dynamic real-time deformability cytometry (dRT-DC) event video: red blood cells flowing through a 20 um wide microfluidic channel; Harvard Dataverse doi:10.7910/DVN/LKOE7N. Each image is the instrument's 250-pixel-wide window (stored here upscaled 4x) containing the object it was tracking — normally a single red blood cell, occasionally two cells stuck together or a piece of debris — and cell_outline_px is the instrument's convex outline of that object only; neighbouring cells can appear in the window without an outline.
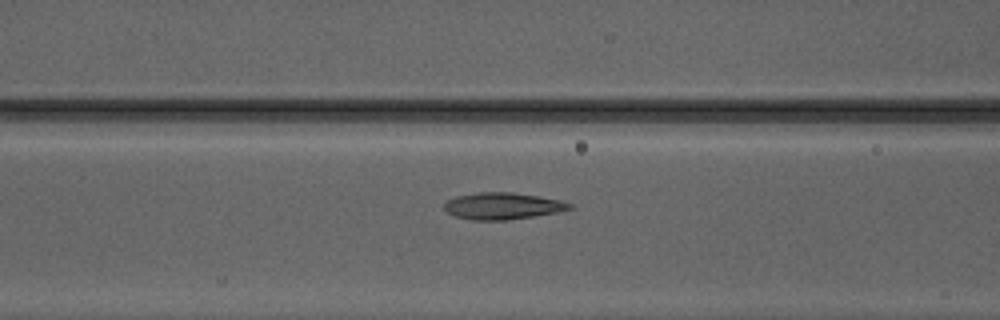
{"species": "Egyptian fruit bat (a non-hibernating species)", "species_latin": "Rousettus aegyptiacus", "temperature_condition": "warm", "stored_images_in_passage": 34, "camera_frame_rate_fps": 3000, "um_per_image_px": 0.085, "animal": {"sex": "male"}, "frame": {"image": 1, "passage_image": 9, "time_ms": 2.667, "image_size_px": [1000, 320], "cell_outline_px": [[576, 208], [556, 212], [508, 220], [472, 220], [456, 216], [448, 212], [444, 208], [444, 204], [448, 200], [456, 196], [480, 192], [512, 192], [560, 200], [572, 204]], "centroid_in_image_um": [42.73, 17.51], "position_along_channel_um": 123.9, "area_um2": 19.36}}
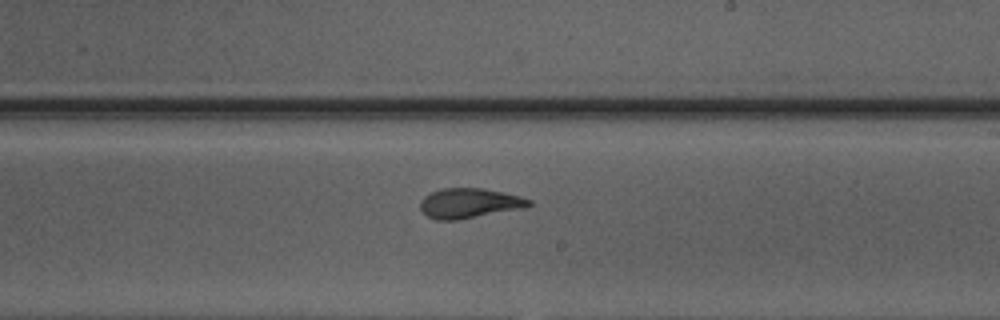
{"frame": {"image": 2, "passage_image": 18, "time_ms": 5.667, "image_size_px": [1000, 320], "cell_outline_px": [[532, 204], [520, 208], [456, 220], [436, 220], [428, 216], [420, 208], [420, 200], [424, 196], [432, 192], [444, 188], [484, 188], [520, 196], [532, 200]], "centroid_in_image_um": [39.86, 17.26], "position_along_channel_um": 249.1, "area_um2": 18.61}}
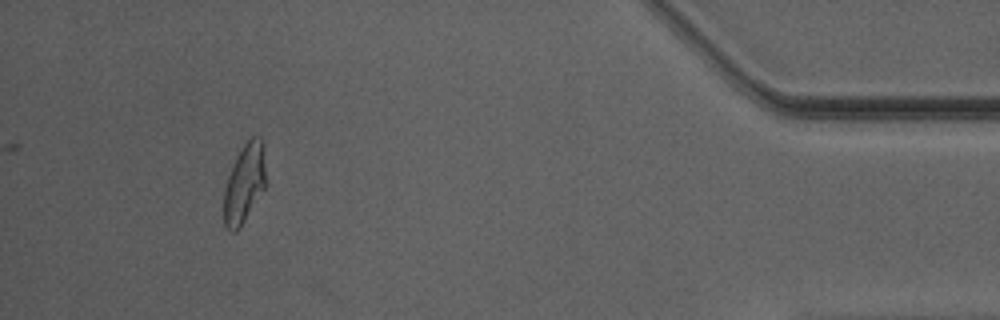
{"frame": {"image": 3, "passage_image": 34, "time_ms": 11.0, "image_size_px": [1000, 320], "cell_outline_px": [[264, 188], [240, 228], [236, 232], [232, 232], [224, 224], [224, 188], [228, 176], [236, 156], [244, 144], [252, 136], [260, 136], [264, 140]], "centroid_in_image_um": [20.76, 15.57], "position_along_channel_um": 414.4, "area_um2": 19.13}, "authors_computed_cell_mechanics": {"area_um2": 19.1318, "velocity_mm_per_s": 4.1793, "shape_relaxation_time_tau1_ms": 5.0769, "shape_relaxation_time_tau2_ms": 1.412, "deformation_change_tau1": 0.1897, "deformation_change_tau2": 0.0788}}